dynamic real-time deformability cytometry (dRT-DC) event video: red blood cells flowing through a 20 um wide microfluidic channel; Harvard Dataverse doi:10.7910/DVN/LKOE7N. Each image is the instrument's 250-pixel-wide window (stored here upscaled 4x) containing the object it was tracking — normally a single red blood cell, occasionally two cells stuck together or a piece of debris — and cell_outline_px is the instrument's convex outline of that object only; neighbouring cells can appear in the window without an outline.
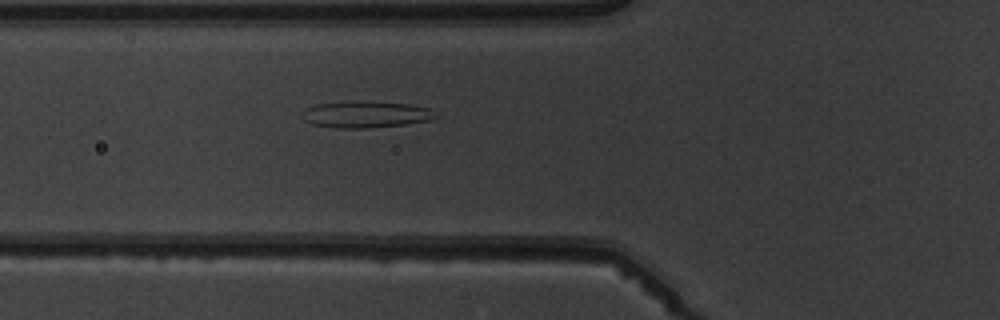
{"species": "common noctule bat (a hibernating species)", "species_latin": "Nyctalus noctula", "temperature_condition": "warm", "stored_images_in_passage": 3, "camera_frame_rate_fps": 3000, "um_per_image_px": 0.085, "animal": {"sex": "male", "body_mass_g": 19.5, "forearm_length_mm": 54.6}, "frame": {"image": 1, "passage_image": 3, "time_ms": 2.333, "image_size_px": [1000, 320], "cell_outline_px": [[440, 116], [432, 120], [404, 124], [368, 128], [336, 128], [312, 124], [304, 120], [308, 108], [316, 104], [352, 100], [408, 104], [428, 108]], "centroid_in_image_um": [31.15, 9.72], "position_along_channel_um": 94.7, "area_um2": 20.52}}